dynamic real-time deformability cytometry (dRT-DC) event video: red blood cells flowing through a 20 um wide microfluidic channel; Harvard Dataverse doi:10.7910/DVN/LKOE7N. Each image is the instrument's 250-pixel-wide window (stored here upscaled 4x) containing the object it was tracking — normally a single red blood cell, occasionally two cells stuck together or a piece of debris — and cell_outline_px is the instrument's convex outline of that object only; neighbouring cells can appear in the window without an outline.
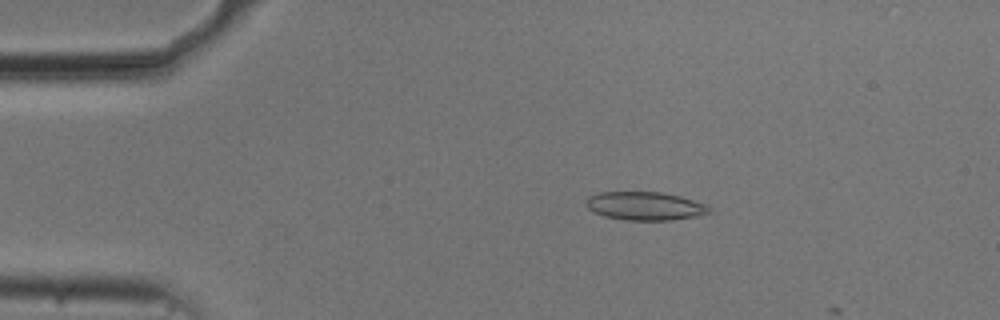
{"species": "common noctule bat (a hibernating species)", "species_latin": "Nyctalus noctula", "temperature_condition": "cold", "stored_images_in_passage": 12, "camera_frame_rate_fps": 3000, "um_per_image_px": 0.085, "animal": {"sex": "male", "body_mass_g": 20.5, "forearm_length_mm": 52.5}, "frame": {"image": 1, "passage_image": 10, "time_ms": 3.0, "image_size_px": [1000, 320], "cell_outline_px": [[712, 212], [700, 216], [672, 220], [628, 220], [604, 216], [588, 208], [588, 196], [600, 192], [660, 192], [680, 196], [708, 204], [712, 208]], "centroid_in_image_um": [54.93, 17.51], "position_along_channel_um": 30.1, "area_um2": 20.4}}